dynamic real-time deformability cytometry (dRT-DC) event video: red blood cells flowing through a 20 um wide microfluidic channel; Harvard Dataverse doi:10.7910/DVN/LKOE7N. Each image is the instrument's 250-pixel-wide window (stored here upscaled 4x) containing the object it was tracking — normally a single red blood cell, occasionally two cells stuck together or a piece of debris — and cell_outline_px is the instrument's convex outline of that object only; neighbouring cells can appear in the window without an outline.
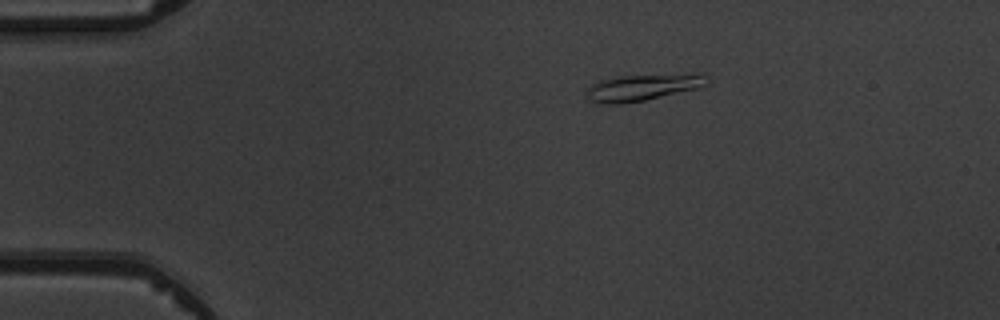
{"species": "common noctule bat (a hibernating species)", "species_latin": "Nyctalus noctula", "temperature_condition": "warm", "stored_images_in_passage": 5, "camera_frame_rate_fps": 3000, "um_per_image_px": 0.085, "animal": {"sex": "male", "body_mass_g": 19.5, "forearm_length_mm": 54.6}, "frame": {"image": 1, "passage_image": 5, "time_ms": 5.667, "image_size_px": [1000, 320], "cell_outline_px": [[712, 80], [708, 84], [696, 88], [644, 100], [620, 104], [596, 104], [588, 96], [588, 88], [596, 80], [620, 76], [696, 72], [700, 72]], "centroid_in_image_um": [54.69, 7.39], "position_along_channel_um": 30.3, "area_um2": 18.96}}